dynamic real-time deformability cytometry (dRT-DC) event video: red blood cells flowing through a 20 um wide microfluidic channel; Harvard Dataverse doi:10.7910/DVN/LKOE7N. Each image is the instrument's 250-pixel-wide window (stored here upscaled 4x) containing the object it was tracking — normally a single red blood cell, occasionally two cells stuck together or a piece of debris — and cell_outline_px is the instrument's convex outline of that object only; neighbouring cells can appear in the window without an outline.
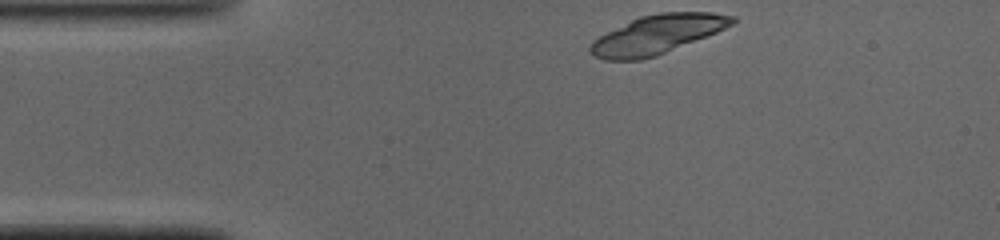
{"species": "common noctule bat (a hibernating species)", "species_latin": "Nyctalus noctula", "temperature_condition": "cold", "stored_images_in_passage": 41, "camera_frame_rate_fps": 3000, "um_per_image_px": 0.085, "animal": {"sex": "male", "body_mass_g": 19.0, "forearm_length_mm": 50.8}, "frame": {"image": 1, "passage_image": 1, "time_ms": 0.0, "image_size_px": [1000, 240], "cell_outline_px": [[736, 20], [732, 24], [716, 32], [656, 56], [640, 60], [604, 60], [596, 56], [588, 48], [592, 40], [640, 16], [660, 12], [712, 12], [736, 16]], "centroid_in_image_um": [55.87, 2.93], "position_along_channel_um": 29.1, "area_um2": 31.67}}
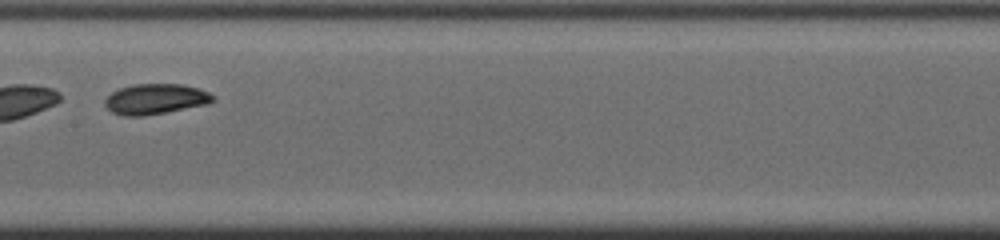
{"frame": {"image": 2, "passage_image": 17, "time_ms": 5.333, "image_size_px": [1000, 240], "cell_outline_px": [[216, 100], [208, 104], [144, 116], [124, 116], [112, 112], [104, 104], [104, 100], [112, 92], [120, 88], [132, 84], [180, 84], [196, 88], [208, 92], [216, 96]], "centroid_in_image_um": [13.22, 8.42], "position_along_channel_um": 194.2, "area_um2": 19.13}}
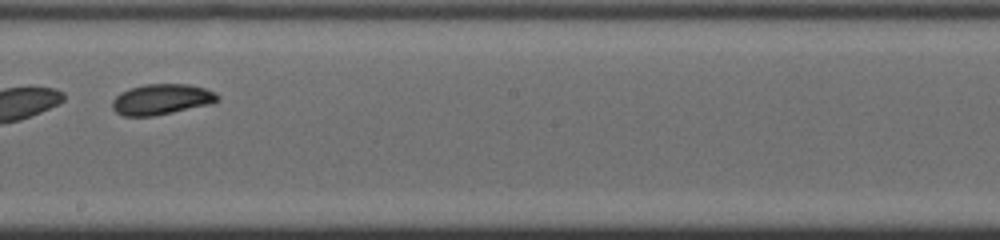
{"frame": {"image": 3, "passage_image": 20, "time_ms": 6.333, "image_size_px": [1000, 240], "cell_outline_px": [[220, 100], [212, 104], [152, 116], [124, 116], [116, 112], [112, 108], [112, 100], [120, 92], [128, 88], [144, 84], [188, 84], [204, 88], [220, 96]], "centroid_in_image_um": [13.71, 8.44], "position_along_channel_um": 234.5, "area_um2": 18.84}, "authors_computed_cell_mechanics": {"area_um2": 19.5364, "velocity_mm_per_s": 4.0452, "shape_relaxation_time_tau1_ms": 7.5801, "shape_relaxation_time_tau2_ms": 1.4506, "deformation_change_tau1": 0.256, "deformation_change_tau2": 0.0419}}